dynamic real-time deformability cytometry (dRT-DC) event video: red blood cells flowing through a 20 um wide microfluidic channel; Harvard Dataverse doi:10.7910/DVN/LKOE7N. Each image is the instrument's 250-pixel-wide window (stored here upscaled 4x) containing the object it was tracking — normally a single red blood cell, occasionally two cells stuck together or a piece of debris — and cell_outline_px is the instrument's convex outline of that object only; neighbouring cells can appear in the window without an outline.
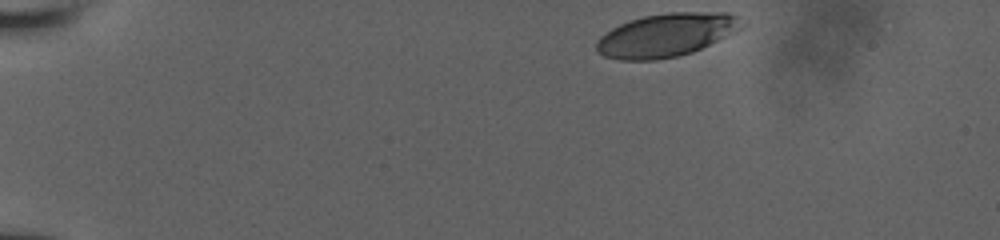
{"species": "human", "species_latin": "Homo sapiens", "temperature_condition": "room temperature", "stored_images_in_passage": 48, "camera_frame_rate_fps": 3000, "um_per_image_px": 0.085, "donor": {"sex": "male"}, "frame": {"image": 1, "passage_image": 1, "time_ms": 0.0, "image_size_px": [1000, 240], "cell_outline_px": [[740, 28], [692, 52], [676, 56], [656, 60], [620, 60], [604, 56], [596, 52], [596, 40], [600, 36], [612, 28], [628, 20], [644, 16], [668, 12], [728, 12], [736, 16]], "centroid_in_image_um": [56.52, 2.98], "position_along_channel_um": 28.5, "area_um2": 36.13}}
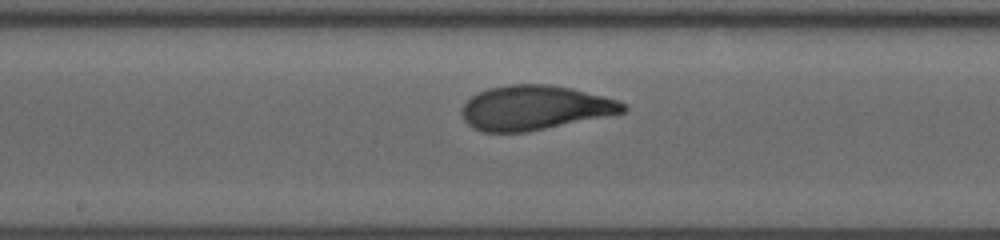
{"frame": {"image": 2, "passage_image": 29, "time_ms": 7.0, "image_size_px": [1000, 240], "cell_outline_px": [[628, 108], [624, 112], [528, 132], [484, 132], [472, 128], [464, 120], [460, 112], [460, 108], [472, 96], [488, 88], [508, 84], [548, 84], [572, 88], [616, 100], [628, 104]], "centroid_in_image_um": [45.42, 9.16], "position_along_channel_um": 202.8, "area_um2": 41.73}}
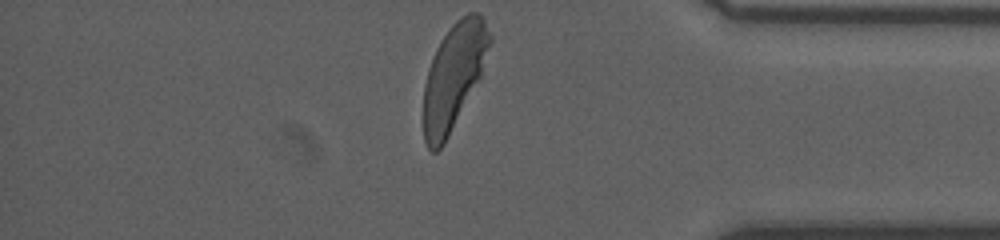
{"frame": {"image": 3, "passage_image": 48, "time_ms": 12.333, "image_size_px": [1000, 240], "cell_outline_px": [[492, 40], [480, 80], [444, 144], [436, 152], [432, 152], [428, 148], [424, 140], [424, 84], [428, 68], [436, 48], [440, 40], [448, 28], [456, 20], [468, 12], [480, 12], [484, 16], [492, 36]], "centroid_in_image_um": [38.6, 6.44], "position_along_channel_um": 396.6, "area_um2": 41.27}}